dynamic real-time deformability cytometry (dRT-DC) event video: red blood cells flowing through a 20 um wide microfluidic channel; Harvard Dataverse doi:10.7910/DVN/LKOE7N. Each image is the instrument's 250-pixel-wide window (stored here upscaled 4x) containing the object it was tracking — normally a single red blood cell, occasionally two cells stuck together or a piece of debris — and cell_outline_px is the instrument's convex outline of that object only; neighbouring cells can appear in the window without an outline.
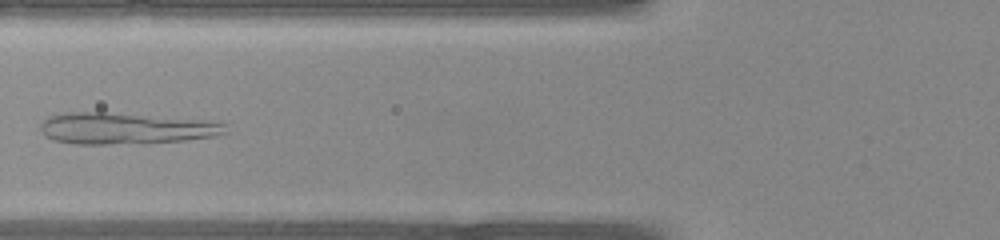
{"species": "common noctule bat (a hibernating species)", "species_latin": "Nyctalus noctula", "temperature_condition": "warm", "stored_images_in_passage": 17, "camera_frame_rate_fps": 3000, "um_per_image_px": 0.085, "animal": {"sex": "female", "body_mass_g": 22.0, "forearm_length_mm": 56.7}, "frame": {"image": 1, "passage_image": 15, "time_ms": 4.667, "image_size_px": [1000, 240], "cell_outline_px": [[228, 132], [216, 136], [184, 140], [148, 144], [72, 144], [56, 140], [44, 136], [40, 132], [40, 124], [48, 116], [68, 112], [104, 112], [204, 120], [228, 124]], "centroid_in_image_um": [10.68, 10.93], "position_along_channel_um": 115.1, "area_um2": 34.28}}